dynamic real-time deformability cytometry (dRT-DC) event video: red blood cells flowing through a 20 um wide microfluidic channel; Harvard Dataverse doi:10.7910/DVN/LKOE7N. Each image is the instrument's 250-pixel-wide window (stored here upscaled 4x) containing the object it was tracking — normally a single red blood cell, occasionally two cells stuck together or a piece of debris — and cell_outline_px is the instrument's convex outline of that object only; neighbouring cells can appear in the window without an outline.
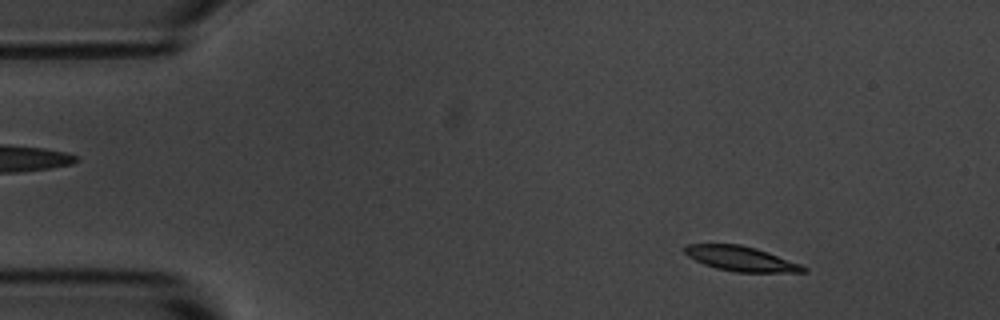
{"species": "common noctule bat (a hibernating species)", "species_latin": "Nyctalus noctula", "temperature_condition": "room temperature", "stored_images_in_passage": 3, "camera_frame_rate_fps": 3000, "um_per_image_px": 0.085, "animal": {"sex": "male", "body_mass_g": 20.1, "forearm_length_mm": 53.5}, "frame": {"image": 1, "passage_image": 1, "time_ms": 0.0, "image_size_px": [1000, 320], "cell_outline_px": [[808, 272], [736, 272], [716, 268], [704, 264], [688, 256], [684, 252], [684, 244], [740, 244], [756, 248], [768, 252], [800, 264], [808, 268]], "centroid_in_image_um": [62.98, 21.98], "position_along_channel_um": 22.0, "area_um2": 17.11}}